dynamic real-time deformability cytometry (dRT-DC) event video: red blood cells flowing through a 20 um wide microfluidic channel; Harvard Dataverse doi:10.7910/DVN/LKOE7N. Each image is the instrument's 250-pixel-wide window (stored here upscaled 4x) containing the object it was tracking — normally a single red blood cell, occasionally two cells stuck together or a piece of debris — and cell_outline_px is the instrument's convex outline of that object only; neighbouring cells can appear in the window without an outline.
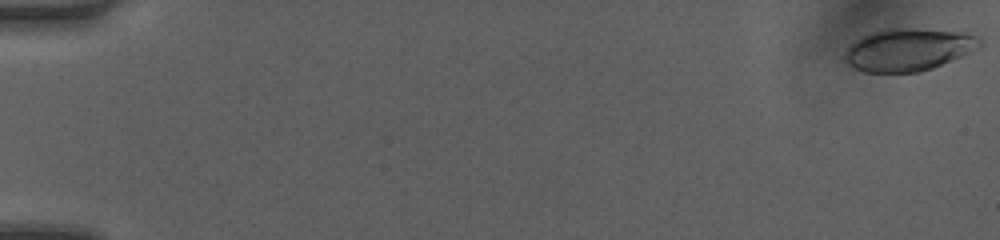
{"species": "human", "species_latin": "Homo sapiens", "temperature_condition": "room temperature", "stored_images_in_passage": 8, "camera_frame_rate_fps": 3000, "um_per_image_px": 0.085, "donor": {"sex": "female"}, "frame": {"image": 1, "passage_image": 1, "time_ms": 0.0, "image_size_px": [1000, 240], "cell_outline_px": [[984, 44], [980, 48], [932, 68], [916, 72], [864, 72], [848, 64], [844, 60], [844, 56], [848, 48], [856, 40], [872, 32], [884, 28], [916, 28], [964, 32], [980, 36], [984, 40]], "centroid_in_image_um": [77.28, 4.2], "position_along_channel_um": 7.7, "area_um2": 33.52}}